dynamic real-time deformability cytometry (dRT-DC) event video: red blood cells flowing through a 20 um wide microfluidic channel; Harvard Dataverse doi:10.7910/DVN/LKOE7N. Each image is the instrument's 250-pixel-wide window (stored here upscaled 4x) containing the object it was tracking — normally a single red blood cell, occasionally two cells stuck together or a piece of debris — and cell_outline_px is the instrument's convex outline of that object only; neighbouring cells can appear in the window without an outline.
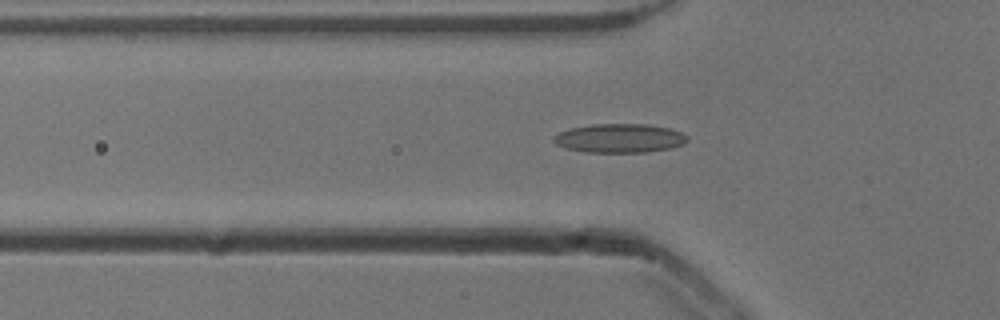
{"species": "common noctule bat (a hibernating species)", "species_latin": "Nyctalus noctula", "temperature_condition": "cold", "stored_images_in_passage": 47, "camera_frame_rate_fps": 3000, "um_per_image_px": 0.085, "animal": {"sex": "male", "body_mass_g": 13.3}, "frame": {"image": 1, "passage_image": 18, "time_ms": 5.667, "image_size_px": [1000, 320], "cell_outline_px": [[688, 140], [684, 144], [668, 148], [648, 152], [584, 152], [568, 148], [556, 144], [552, 140], [552, 136], [560, 132], [572, 128], [592, 124], [648, 124], [668, 128], [680, 132], [688, 136]], "centroid_in_image_um": [52.66, 11.75], "position_along_channel_um": 73.1, "area_um2": 22.43}}
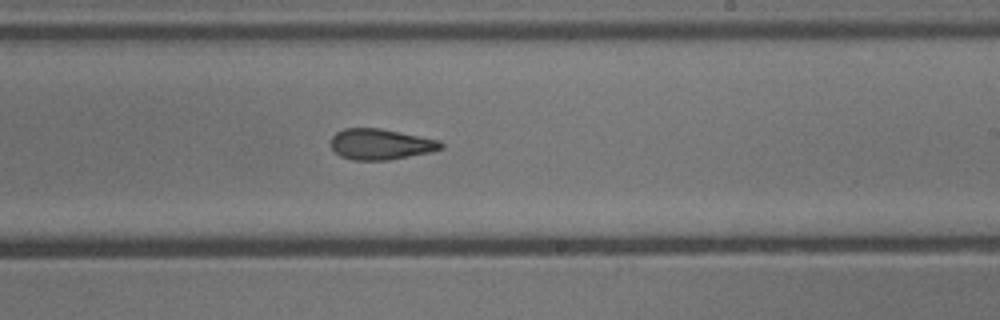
{"frame": {"image": 2, "passage_image": 32, "time_ms": 10.333, "image_size_px": [1000, 320], "cell_outline_px": [[444, 148], [432, 152], [388, 160], [352, 160], [340, 156], [332, 148], [332, 136], [336, 132], [344, 128], [380, 128], [440, 140], [444, 144]], "centroid_in_image_um": [32.38, 12.26], "position_along_channel_um": 256.6, "area_um2": 19.83}}
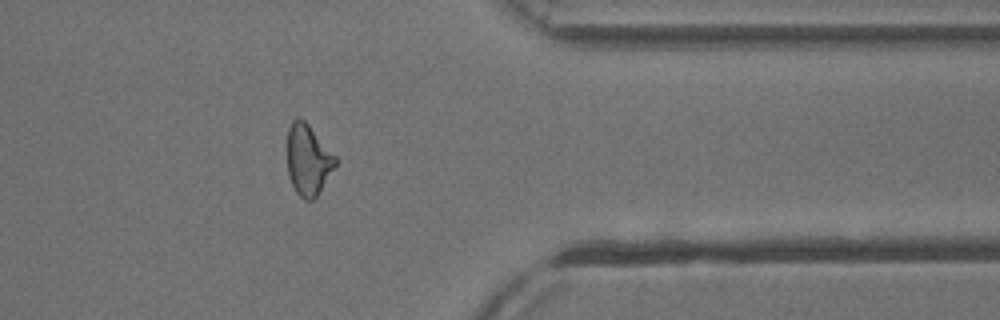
{"frame": {"image": 3, "passage_image": 43, "time_ms": 14.0, "image_size_px": [1000, 320], "cell_outline_px": [[336, 164], [316, 196], [312, 200], [304, 200], [296, 192], [288, 176], [288, 128], [292, 120], [304, 120], [308, 124], [336, 156]], "centroid_in_image_um": [26.18, 13.6], "position_along_channel_um": 385.2, "area_um2": 19.42}}